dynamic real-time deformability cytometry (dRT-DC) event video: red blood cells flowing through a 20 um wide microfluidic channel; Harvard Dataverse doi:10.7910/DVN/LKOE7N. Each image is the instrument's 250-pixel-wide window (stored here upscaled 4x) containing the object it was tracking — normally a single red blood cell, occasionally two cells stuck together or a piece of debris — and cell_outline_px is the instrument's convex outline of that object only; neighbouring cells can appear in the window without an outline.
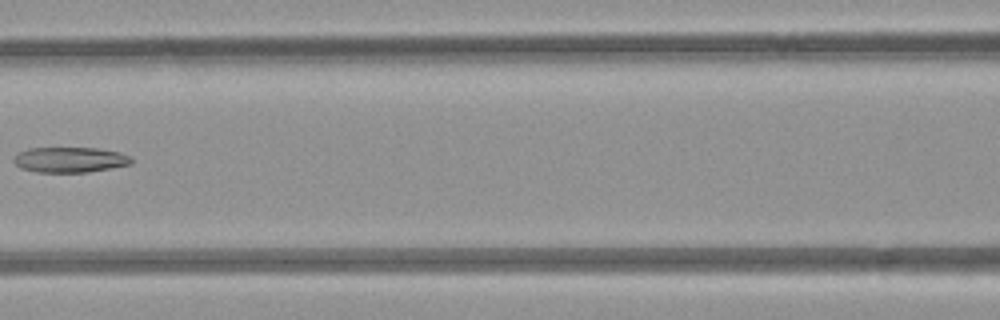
{"species": "common noctule bat (a hibernating species)", "species_latin": "Nyctalus noctula", "temperature_condition": "room temperature", "stored_images_in_passage": 8, "camera_frame_rate_fps": 3000, "um_per_image_px": 0.085, "animal": {"sex": "female", "body_mass_g": 21.9}, "frame": {"image": 1, "passage_image": 7, "time_ms": 7.667, "image_size_px": [1000, 320], "cell_outline_px": [[132, 164], [112, 168], [88, 172], [36, 172], [20, 168], [12, 160], [20, 152], [28, 148], [96, 148], [120, 152], [132, 156]], "centroid_in_image_um": [5.98, 13.58], "position_along_channel_um": 160.6, "area_um2": 17.46}}
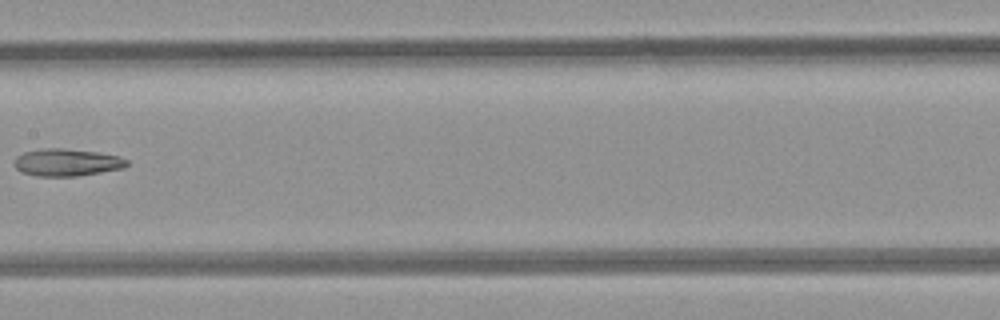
{"frame": {"image": 2, "passage_image": 8, "time_ms": 8.667, "image_size_px": [1000, 320], "cell_outline_px": [[128, 164], [124, 168], [76, 176], [36, 176], [24, 172], [16, 168], [16, 156], [24, 152], [44, 148], [60, 148], [96, 152], [116, 156], [128, 160]], "centroid_in_image_um": [5.68, 13.8], "position_along_channel_um": 201.7, "area_um2": 17.57}}